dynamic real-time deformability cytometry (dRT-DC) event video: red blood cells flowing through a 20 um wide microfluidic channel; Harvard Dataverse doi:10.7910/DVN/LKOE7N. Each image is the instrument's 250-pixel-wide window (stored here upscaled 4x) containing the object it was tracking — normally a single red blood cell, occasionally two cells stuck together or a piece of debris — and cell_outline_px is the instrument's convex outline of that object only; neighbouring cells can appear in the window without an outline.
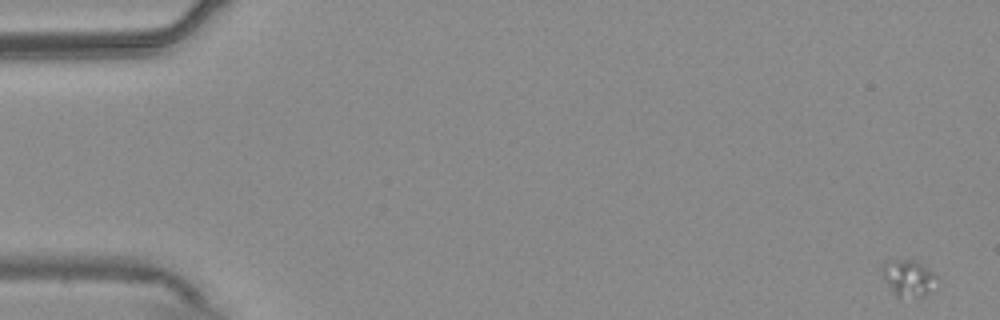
{"species": "common noctule bat (a hibernating species)", "species_latin": "Nyctalus noctula", "temperature_condition": "warm", "stored_images_in_passage": 55, "camera_frame_rate_fps": 3000, "um_per_image_px": 0.085, "animal": {"sex": "male", "body_mass_g": 20.4}, "frame": {"image": 1, "passage_image": 1, "time_ms": 0.0, "image_size_px": [1000, 320], "cell_outline_px": [[940, 276], [932, 292], [920, 296], [896, 296], [884, 280], [880, 272], [880, 268], [888, 260], [916, 260]], "centroid_in_image_um": [77.25, 23.61], "position_along_channel_um": 7.8, "area_um2": 11.85}}
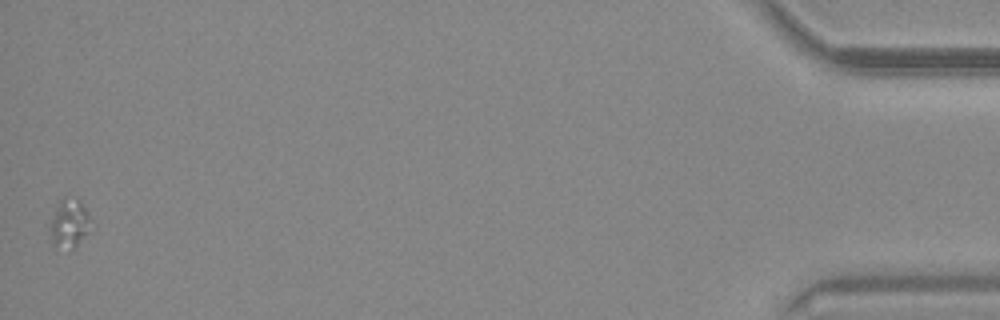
{"frame": {"image": 2, "passage_image": 55, "time_ms": 18.0, "image_size_px": [1000, 320], "cell_outline_px": [[92, 232], [72, 248], [52, 244], [48, 228], [60, 200], [64, 196], [80, 200], [88, 212]], "centroid_in_image_um": [5.92, 18.97], "position_along_channel_um": 429.3, "area_um2": 11.56}}